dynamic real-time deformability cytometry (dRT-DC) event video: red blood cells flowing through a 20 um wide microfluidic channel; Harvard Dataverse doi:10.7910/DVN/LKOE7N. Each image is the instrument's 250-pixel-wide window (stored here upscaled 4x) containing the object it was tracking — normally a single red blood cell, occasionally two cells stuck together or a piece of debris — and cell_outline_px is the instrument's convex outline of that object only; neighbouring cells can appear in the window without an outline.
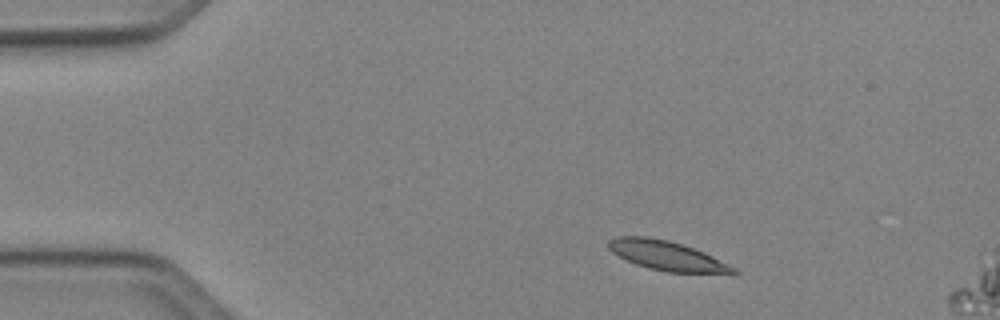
{"species": "Egyptian fruit bat (a non-hibernating species)", "species_latin": "Rousettus aegyptiacus", "temperature_condition": "cold", "stored_images_in_passage": 5, "camera_frame_rate_fps": 3000, "um_per_image_px": 0.085, "animal": {"sex": "female"}, "frame": {"image": 1, "passage_image": 1, "time_ms": 0.0, "image_size_px": [1000, 320], "cell_outline_px": [[740, 272], [736, 276], [668, 272], [648, 268], [636, 264], [612, 252], [608, 248], [608, 240], [616, 236], [648, 236], [668, 240], [704, 252], [736, 268]], "centroid_in_image_um": [56.8, 21.78], "position_along_channel_um": 28.2, "area_um2": 21.96}}